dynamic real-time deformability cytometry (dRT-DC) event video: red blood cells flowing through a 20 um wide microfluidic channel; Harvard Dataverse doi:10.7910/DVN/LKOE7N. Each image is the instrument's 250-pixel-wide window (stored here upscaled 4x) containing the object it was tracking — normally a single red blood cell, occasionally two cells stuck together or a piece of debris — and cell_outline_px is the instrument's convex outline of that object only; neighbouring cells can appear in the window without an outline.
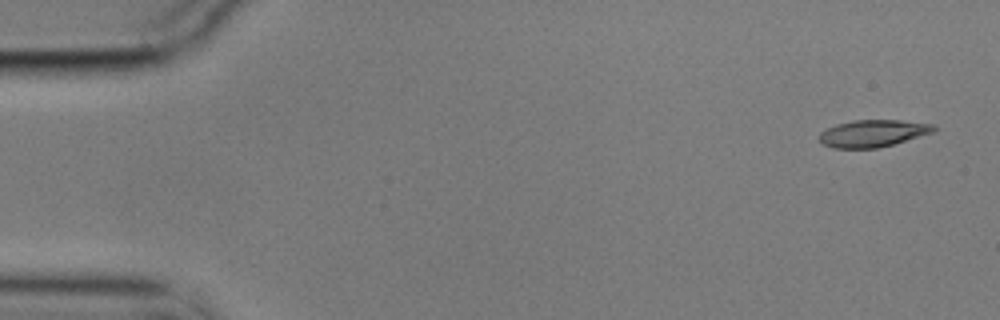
{"species": "common noctule bat (a hibernating species)", "species_latin": "Nyctalus noctula", "temperature_condition": "cold", "stored_images_in_passage": 55, "camera_frame_rate_fps": 3000, "um_per_image_px": 0.085, "animal": {"sex": "male", "body_mass_g": 17.9}, "frame": {"image": 1, "passage_image": 1, "time_ms": 0.0, "image_size_px": [1000, 320], "cell_outline_px": [[936, 128], [932, 132], [892, 144], [876, 148], [832, 148], [820, 144], [820, 132], [836, 124], [852, 120], [900, 120], [932, 124]], "centroid_in_image_um": [74.13, 11.33], "position_along_channel_um": 10.9, "area_um2": 17.86}}
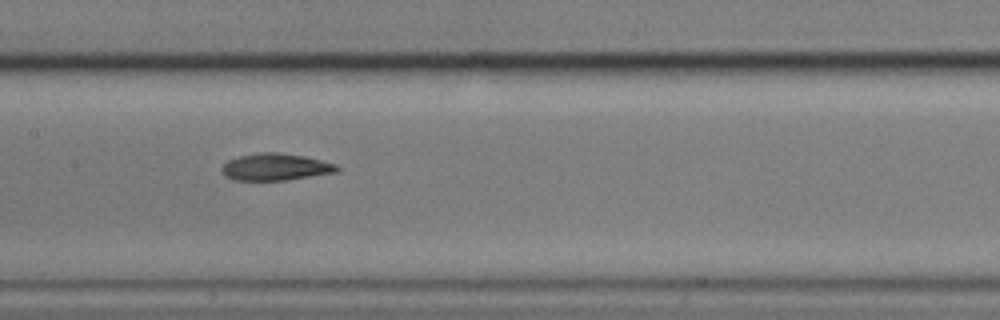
{"frame": {"image": 2, "passage_image": 26, "time_ms": 8.333, "image_size_px": [1000, 320], "cell_outline_px": [[340, 172], [284, 180], [232, 180], [224, 176], [220, 168], [228, 160], [240, 156], [260, 152], [276, 152], [304, 156], [336, 164], [340, 168]], "centroid_in_image_um": [23.41, 14.2], "position_along_channel_um": 184.0, "area_um2": 18.15}}
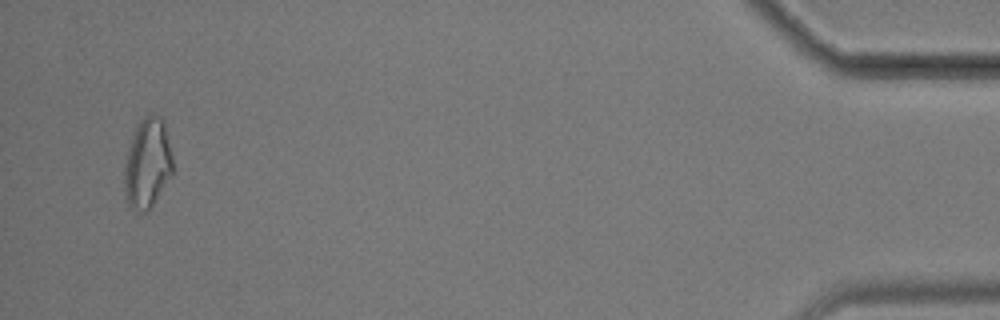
{"frame": {"image": 3, "passage_image": 53, "time_ms": 17.333, "image_size_px": [1000, 320], "cell_outline_px": [[172, 176], [152, 204], [144, 212], [140, 212], [132, 208], [128, 204], [124, 188], [124, 168], [132, 136], [140, 120], [144, 116], [152, 112], [160, 116], [164, 120], [172, 156]], "centroid_in_image_um": [12.54, 13.84], "position_along_channel_um": 422.7, "area_um2": 25.2}, "authors_computed_cell_mechanics": {"area_um2": 19.0162, "velocity_mm_per_s": 3.5355, "shape_relaxation_time_tau1_ms": 7.262, "shape_relaxation_time_tau2_ms": 6.0606, "deformation_change_tau1": 0.1948, "deformation_change_tau2": 0.1152}}